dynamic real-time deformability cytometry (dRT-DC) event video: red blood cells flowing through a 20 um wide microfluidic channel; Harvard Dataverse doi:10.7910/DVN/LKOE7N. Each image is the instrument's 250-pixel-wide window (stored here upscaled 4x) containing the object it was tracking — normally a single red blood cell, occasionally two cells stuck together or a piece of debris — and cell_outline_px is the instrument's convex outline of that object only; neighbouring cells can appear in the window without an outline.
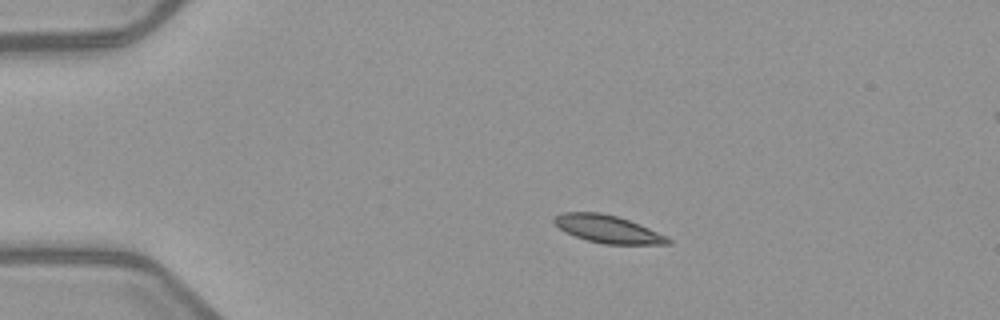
{"species": "common noctule bat (a hibernating species)", "species_latin": "Nyctalus noctula", "temperature_condition": "warm", "stored_images_in_passage": 4, "camera_frame_rate_fps": 3000, "um_per_image_px": 0.085, "animal": {"sex": "female", "body_mass_g": 21.9}, "frame": {"image": 1, "passage_image": 1, "time_ms": 0.0, "image_size_px": [1000, 320], "cell_outline_px": [[672, 240], [668, 244], [604, 244], [588, 240], [564, 232], [552, 220], [556, 216], [564, 212], [600, 212], [616, 216], [640, 224], [668, 236]], "centroid_in_image_um": [51.69, 19.47], "position_along_channel_um": 33.3, "area_um2": 18.21}}
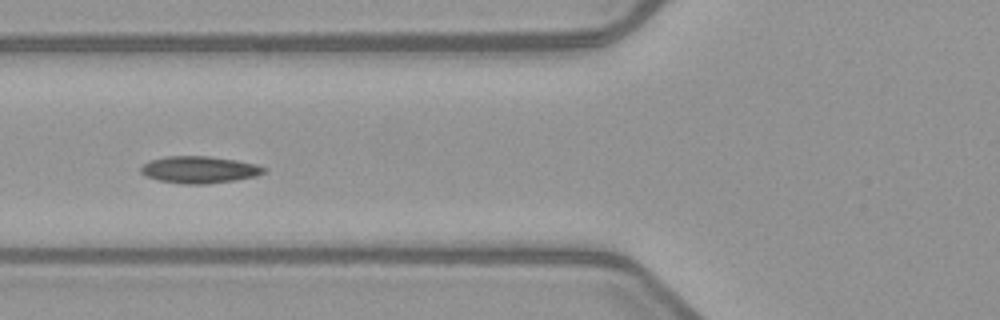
{"frame": {"image": 2, "passage_image": 4, "time_ms": 3.333, "image_size_px": [1000, 320], "cell_outline_px": [[268, 168], [264, 172], [256, 176], [236, 180], [204, 184], [184, 184], [160, 180], [148, 176], [140, 172], [140, 168], [148, 160], [164, 156], [208, 156], [236, 160], [256, 164]], "centroid_in_image_um": [16.95, 14.41], "position_along_channel_um": 108.9, "area_um2": 19.31}}